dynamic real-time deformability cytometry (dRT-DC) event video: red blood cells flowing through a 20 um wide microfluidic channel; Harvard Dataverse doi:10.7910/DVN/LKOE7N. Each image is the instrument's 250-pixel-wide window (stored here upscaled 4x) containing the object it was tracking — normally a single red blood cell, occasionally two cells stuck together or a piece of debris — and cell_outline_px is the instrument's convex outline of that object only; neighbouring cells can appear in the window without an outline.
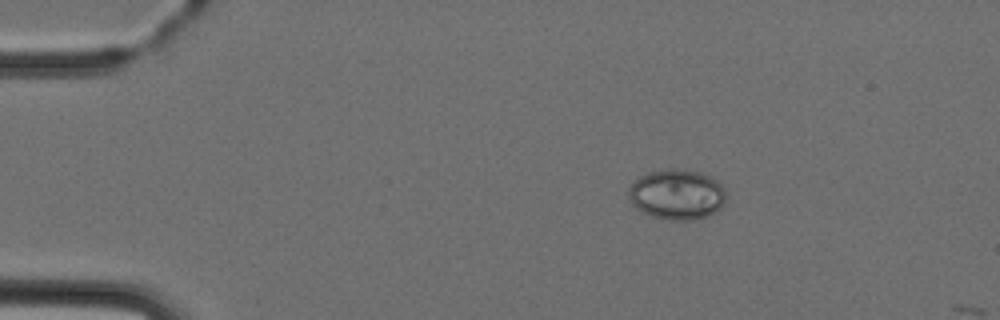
{"species": "Egyptian fruit bat (a non-hibernating species)", "species_latin": "Rousettus aegyptiacus", "temperature_condition": "cold", "stored_images_in_passage": 2, "camera_frame_rate_fps": 3000, "um_per_image_px": 0.085, "animal": {"sex": "female"}, "frame": {"image": 1, "passage_image": 1, "time_ms": 0.0, "image_size_px": [1000, 320], "cell_outline_px": [[724, 204], [720, 208], [708, 216], [692, 220], [668, 220], [652, 216], [640, 212], [632, 204], [628, 196], [628, 188], [640, 176], [648, 172], [668, 168], [676, 168], [700, 172], [712, 176], [724, 184]], "centroid_in_image_um": [57.54, 16.52], "position_along_channel_um": 27.5, "area_um2": 28.96}}